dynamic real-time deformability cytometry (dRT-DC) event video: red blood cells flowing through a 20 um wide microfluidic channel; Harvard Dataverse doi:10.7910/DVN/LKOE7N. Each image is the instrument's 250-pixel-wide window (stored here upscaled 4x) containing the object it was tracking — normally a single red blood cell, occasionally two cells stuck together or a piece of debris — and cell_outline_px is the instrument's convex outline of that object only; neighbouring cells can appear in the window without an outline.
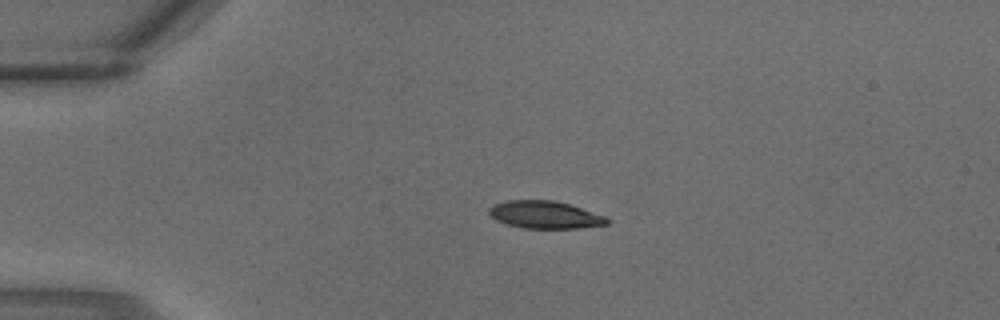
{"species": "common noctule bat (a hibernating species)", "species_latin": "Nyctalus noctula", "temperature_condition": "warm", "stored_images_in_passage": 2, "camera_frame_rate_fps": 3000, "um_per_image_px": 0.085, "animal": {"sex": "male", "body_mass_g": 18.8}, "frame": {"image": 1, "passage_image": 1, "time_ms": 0.0, "image_size_px": [1000, 320], "cell_outline_px": [[612, 220], [608, 224], [580, 228], [524, 228], [508, 224], [496, 220], [488, 212], [488, 208], [492, 204], [508, 200], [552, 200], [568, 204], [604, 216]], "centroid_in_image_um": [46.3, 18.25], "position_along_channel_um": 38.7, "area_um2": 18.79}}